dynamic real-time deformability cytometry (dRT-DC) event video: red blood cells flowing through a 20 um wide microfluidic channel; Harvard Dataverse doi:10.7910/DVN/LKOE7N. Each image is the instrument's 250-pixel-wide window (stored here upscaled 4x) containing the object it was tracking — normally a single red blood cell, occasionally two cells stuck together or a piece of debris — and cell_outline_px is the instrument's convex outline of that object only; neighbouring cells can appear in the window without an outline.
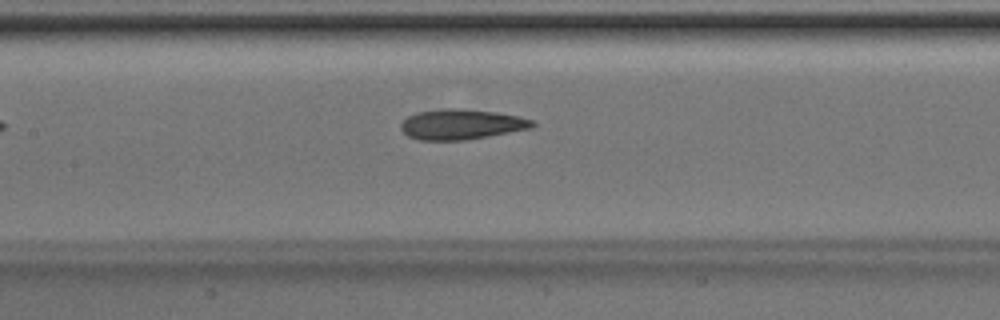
{"species": "Egyptian fruit bat (a non-hibernating species)", "species_latin": "Rousettus aegyptiacus", "temperature_condition": "room temperature", "stored_images_in_passage": 4, "camera_frame_rate_fps": 3000, "um_per_image_px": 0.085, "animal": {"sex": "male"}, "frame": {"image": 1, "passage_image": 4, "time_ms": 1.0, "image_size_px": [1000, 320], "cell_outline_px": [[536, 124], [532, 128], [488, 136], [464, 140], [420, 140], [408, 136], [400, 128], [400, 124], [408, 116], [416, 112], [440, 108], [460, 108], [496, 112], [516, 116], [532, 120]], "centroid_in_image_um": [39.19, 10.56], "position_along_channel_um": 168.2, "area_um2": 23.18}}